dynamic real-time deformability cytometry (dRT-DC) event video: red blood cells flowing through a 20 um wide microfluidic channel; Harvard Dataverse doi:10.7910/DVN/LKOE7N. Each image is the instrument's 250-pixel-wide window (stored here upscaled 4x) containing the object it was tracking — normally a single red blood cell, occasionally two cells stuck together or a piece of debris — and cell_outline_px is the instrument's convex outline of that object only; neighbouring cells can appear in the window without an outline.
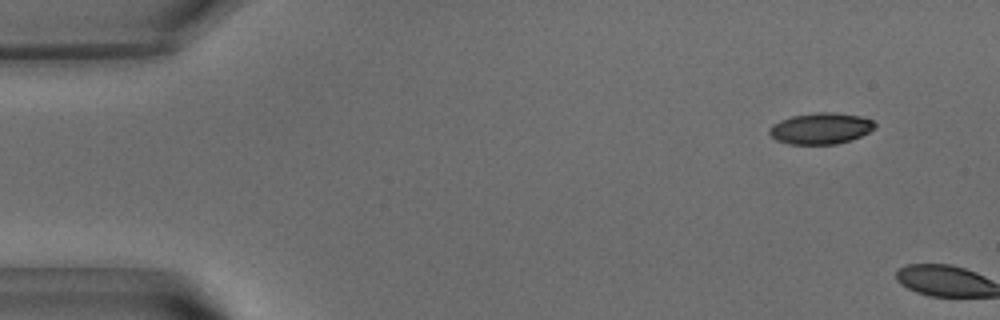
{"species": "common noctule bat (a hibernating species)", "species_latin": "Nyctalus noctula", "temperature_condition": "warm", "stored_images_in_passage": 3, "camera_frame_rate_fps": 3000, "um_per_image_px": 0.085, "animal": {"sex": "male", "body_mass_g": 15.6}, "frame": {"image": 1, "passage_image": 2, "time_ms": 0.333, "image_size_px": [1000, 320], "cell_outline_px": [[872, 124], [864, 132], [856, 136], [844, 140], [792, 140], [816, 116], [844, 116], [868, 120]], "centroid_in_image_um": [70.82, 10.92], "position_along_channel_um": 14.2, "area_um2": 10.06}}